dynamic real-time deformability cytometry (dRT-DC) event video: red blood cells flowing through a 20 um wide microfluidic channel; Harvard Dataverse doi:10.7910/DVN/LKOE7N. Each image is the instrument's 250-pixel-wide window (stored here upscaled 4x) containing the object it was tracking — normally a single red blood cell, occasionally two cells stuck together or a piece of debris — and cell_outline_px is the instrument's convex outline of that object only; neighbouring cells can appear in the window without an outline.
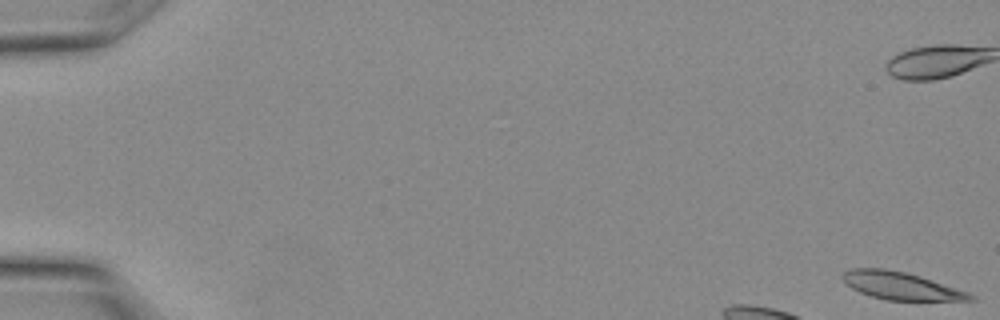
{"species": "Egyptian fruit bat (a non-hibernating species)", "species_latin": "Rousettus aegyptiacus", "temperature_condition": "warm", "stored_images_in_passage": 7, "camera_frame_rate_fps": 3000, "um_per_image_px": 0.085, "animal": {"sex": "female"}, "frame": {"image": 1, "passage_image": 1, "time_ms": 0.0, "image_size_px": [1000, 320], "cell_outline_px": [[976, 300], [888, 300], [872, 296], [860, 292], [852, 288], [840, 276], [844, 272], [852, 268], [884, 268], [904, 272], [920, 276], [968, 292], [976, 296]], "centroid_in_image_um": [76.58, 24.29], "position_along_channel_um": 8.4, "area_um2": 20.23}}